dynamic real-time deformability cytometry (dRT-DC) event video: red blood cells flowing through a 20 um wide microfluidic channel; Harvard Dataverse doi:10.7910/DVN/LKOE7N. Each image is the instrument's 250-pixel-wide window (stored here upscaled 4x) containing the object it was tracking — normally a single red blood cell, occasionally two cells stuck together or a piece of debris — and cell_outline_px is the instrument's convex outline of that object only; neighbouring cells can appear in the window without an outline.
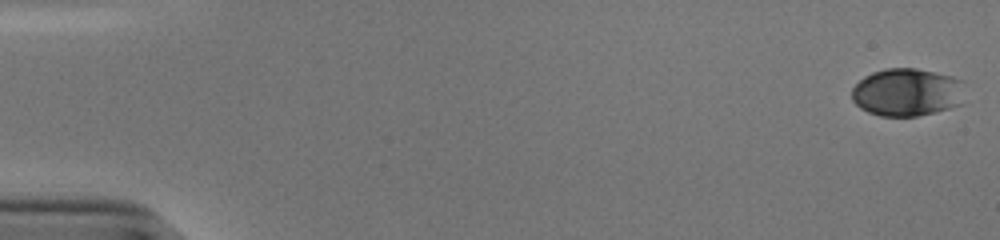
{"species": "human", "species_latin": "Homo sapiens", "temperature_condition": "cold", "stored_images_in_passage": 54, "camera_frame_rate_fps": 3000, "um_per_image_px": 0.085, "donor": {"sex": "male"}, "frame": {"image": 1, "passage_image": 1, "time_ms": 0.0, "image_size_px": [1000, 240], "cell_outline_px": [[964, 104], [936, 112], [916, 116], [880, 116], [868, 112], [860, 108], [852, 100], [852, 88], [864, 76], [872, 72], [884, 68], [916, 68], [952, 76], [964, 80]], "centroid_in_image_um": [77.14, 7.84], "position_along_channel_um": 7.9, "area_um2": 32.08}}
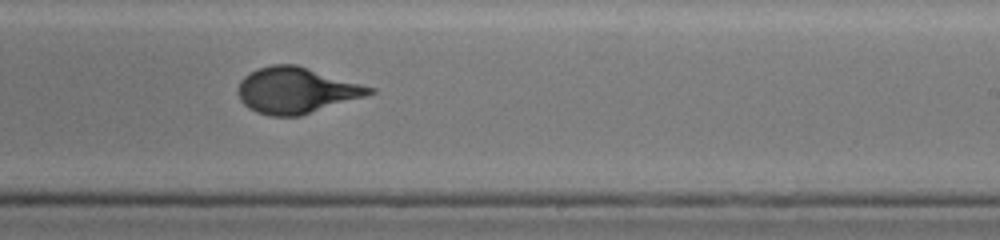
{"frame": {"image": 2, "passage_image": 34, "time_ms": 11.0, "image_size_px": [1000, 240], "cell_outline_px": [[376, 92], [364, 96], [300, 116], [268, 116], [256, 112], [248, 108], [240, 100], [236, 92], [236, 88], [240, 80], [248, 72], [256, 68], [272, 64], [296, 64], [376, 88]], "centroid_in_image_um": [25.12, 7.67], "position_along_channel_um": 263.9, "area_um2": 35.49}}
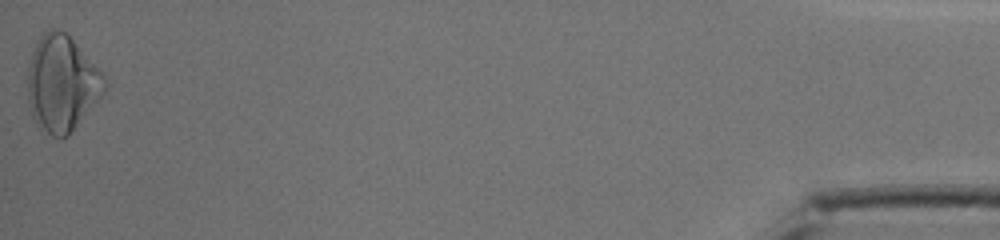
{"frame": {"image": 3, "passage_image": 54, "time_ms": 17.667, "image_size_px": [1000, 240], "cell_outline_px": [[108, 84], [104, 92], [68, 136], [52, 136], [32, 116], [28, 100], [28, 68], [32, 52], [40, 36], [44, 32], [52, 28], [56, 28], [64, 32], [72, 40], [108, 80]], "centroid_in_image_um": [5.26, 7.08], "position_along_channel_um": 429.9, "area_um2": 42.02}, "authors_computed_cell_mechanics": {"area_um2": 34.5355, "velocity_mm_per_s": 3.8516, "shape_relaxation_time_tau1_ms": 5.1027, "shape_relaxation_time_tau2_ms": null, "deformation_change_tau1": 0.1856, "deformation_change_tau2": null}}